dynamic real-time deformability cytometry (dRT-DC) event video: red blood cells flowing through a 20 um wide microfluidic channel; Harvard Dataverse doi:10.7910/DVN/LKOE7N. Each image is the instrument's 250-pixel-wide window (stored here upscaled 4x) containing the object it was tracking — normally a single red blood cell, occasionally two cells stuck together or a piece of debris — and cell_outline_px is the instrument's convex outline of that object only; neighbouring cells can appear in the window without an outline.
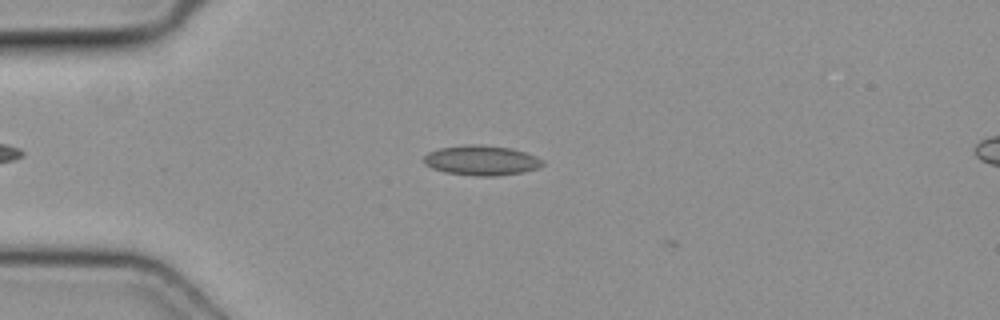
{"species": "common noctule bat (a hibernating species)", "species_latin": "Nyctalus noctula", "temperature_condition": "cold", "stored_images_in_passage": 2, "camera_frame_rate_fps": 3000, "um_per_image_px": 0.085, "animal": {"sex": "female", "body_mass_g": 19.3, "forearm_length_mm": 54.1}, "frame": {"image": 1, "passage_image": 1, "time_ms": 0.0, "image_size_px": [1000, 320], "cell_outline_px": [[544, 164], [540, 168], [524, 172], [496, 176], [476, 176], [444, 172], [432, 168], [424, 164], [424, 156], [428, 152], [440, 148], [472, 144], [480, 144], [512, 148], [536, 156], [544, 160]], "centroid_in_image_um": [40.95, 13.64], "position_along_channel_um": 44.0, "area_um2": 20.87}}